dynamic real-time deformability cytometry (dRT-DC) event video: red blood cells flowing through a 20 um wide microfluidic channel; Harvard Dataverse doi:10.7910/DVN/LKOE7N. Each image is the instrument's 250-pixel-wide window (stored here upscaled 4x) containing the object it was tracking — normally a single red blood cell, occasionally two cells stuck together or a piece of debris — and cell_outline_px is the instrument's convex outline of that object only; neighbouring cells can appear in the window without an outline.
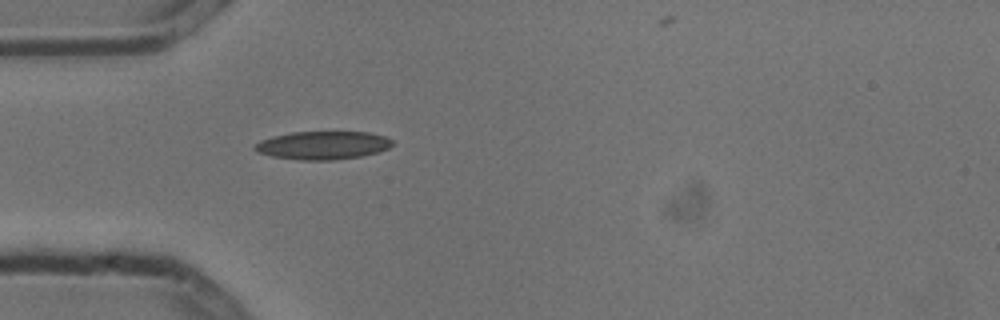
{"species": "common noctule bat (a hibernating species)", "species_latin": "Nyctalus noctula", "temperature_condition": "cold", "stored_images_in_passage": 1, "camera_frame_rate_fps": 3000, "um_per_image_px": 0.085, "animal": {"sex": "male", "body_mass_g": 13.3}, "frame": {"image": 1, "passage_image": 1, "time_ms": 0.0, "image_size_px": [1000, 320], "cell_outline_px": [[392, 144], [388, 148], [376, 152], [360, 156], [336, 160], [300, 160], [272, 156], [256, 152], [252, 148], [252, 144], [260, 140], [272, 136], [292, 132], [368, 132], [384, 136], [392, 140]], "centroid_in_image_um": [27.36, 12.35], "position_along_channel_um": 57.6, "area_um2": 22.66}}